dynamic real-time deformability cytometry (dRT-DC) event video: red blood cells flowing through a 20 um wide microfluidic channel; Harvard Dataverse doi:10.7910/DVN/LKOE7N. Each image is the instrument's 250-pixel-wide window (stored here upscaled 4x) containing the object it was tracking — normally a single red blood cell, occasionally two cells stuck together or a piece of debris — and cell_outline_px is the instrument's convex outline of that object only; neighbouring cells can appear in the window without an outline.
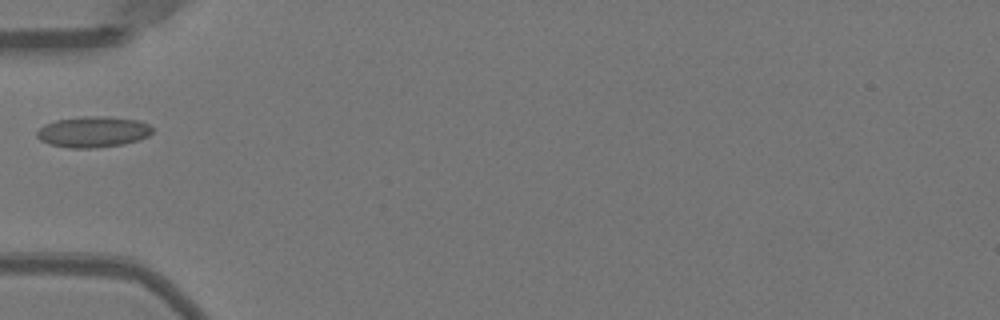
{"species": "Egyptian fruit bat (a non-hibernating species)", "species_latin": "Rousettus aegyptiacus", "temperature_condition": "warm", "stored_images_in_passage": 34, "camera_frame_rate_fps": 3000, "um_per_image_px": 0.085, "animal": {"sex": "female"}, "frame": {"image": 1, "passage_image": 1, "time_ms": 0.0, "image_size_px": [1000, 320], "cell_outline_px": [[152, 132], [148, 136], [140, 140], [124, 144], [96, 148], [68, 148], [52, 144], [40, 140], [36, 136], [36, 132], [44, 124], [56, 120], [80, 116], [108, 116], [136, 120], [148, 124], [152, 128]], "centroid_in_image_um": [7.91, 11.2], "position_along_channel_um": 77.1, "area_um2": 20.92}}
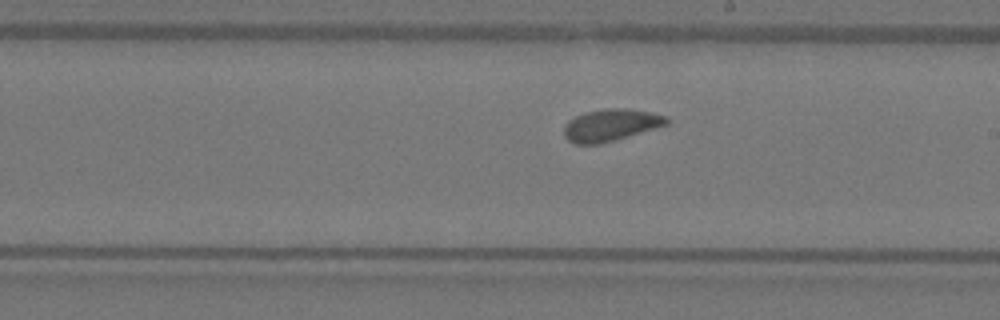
{"frame": {"image": 2, "passage_image": 13, "time_ms": 4.0, "image_size_px": [1000, 320], "cell_outline_px": [[668, 124], [600, 144], [576, 144], [568, 140], [564, 136], [564, 124], [568, 120], [584, 112], [604, 108], [624, 108], [652, 112], [668, 116]], "centroid_in_image_um": [51.89, 10.62], "position_along_channel_um": 237.1, "area_um2": 19.13}}
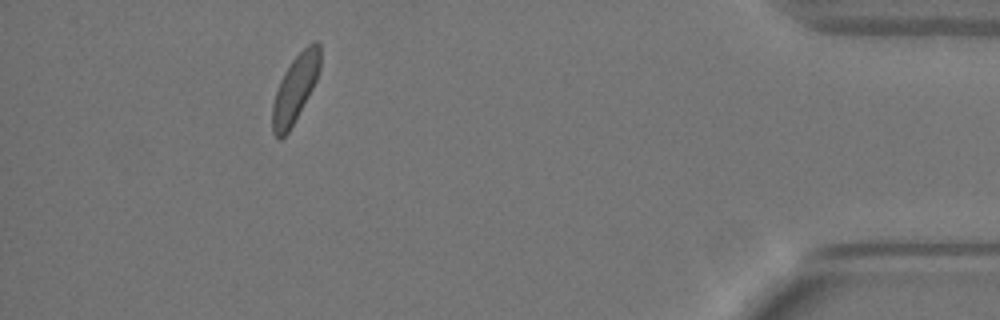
{"frame": {"image": 3, "passage_image": 30, "time_ms": 9.667, "image_size_px": [1000, 320], "cell_outline_px": [[320, 68], [316, 80], [308, 96], [288, 132], [280, 140], [276, 140], [272, 132], [272, 104], [280, 80], [284, 72], [292, 60], [312, 40], [316, 40], [320, 44]], "centroid_in_image_um": [25.07, 7.53], "position_along_channel_um": 410.1, "area_um2": 18.61}}